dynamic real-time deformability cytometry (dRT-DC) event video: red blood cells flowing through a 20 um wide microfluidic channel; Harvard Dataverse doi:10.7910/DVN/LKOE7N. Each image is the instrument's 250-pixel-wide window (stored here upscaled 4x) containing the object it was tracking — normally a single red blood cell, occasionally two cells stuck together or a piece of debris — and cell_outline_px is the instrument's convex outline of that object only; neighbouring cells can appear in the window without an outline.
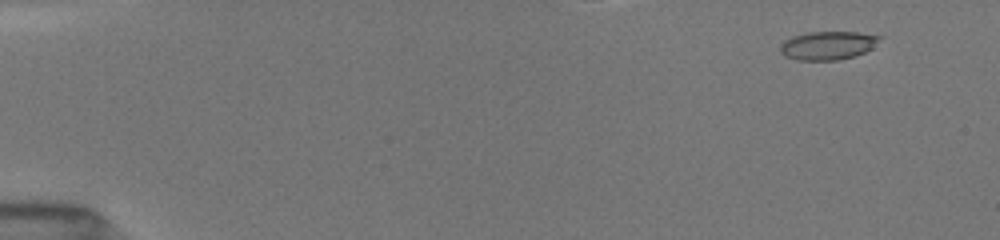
{"species": "common noctule bat (a hibernating species)", "species_latin": "Nyctalus noctula", "temperature_condition": "room temperature", "stored_images_in_passage": 12, "camera_frame_rate_fps": 3000, "um_per_image_px": 0.085, "animal": {"sex": "female", "body_mass_g": 19.5, "forearm_length_mm": 54.1}, "frame": {"image": 1, "passage_image": 2, "time_ms": 0.667, "image_size_px": [1000, 240], "cell_outline_px": [[884, 36], [872, 48], [856, 56], [836, 60], [796, 60], [784, 56], [780, 52], [780, 44], [784, 40], [792, 36], [808, 32], [856, 32]], "centroid_in_image_um": [70.35, 3.86], "position_along_channel_um": 14.6, "area_um2": 16.65}}
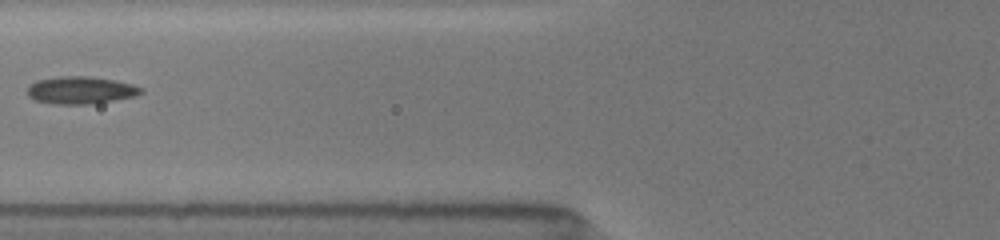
{"frame": {"image": 2, "passage_image": 9, "time_ms": 6.667, "image_size_px": [1000, 240], "cell_outline_px": [[144, 92], [136, 96], [88, 104], [52, 104], [36, 100], [28, 96], [28, 88], [36, 80], [60, 76], [88, 76], [116, 80], [132, 84], [144, 88]], "centroid_in_image_um": [6.89, 7.66], "position_along_channel_um": 118.9, "area_um2": 18.15}}
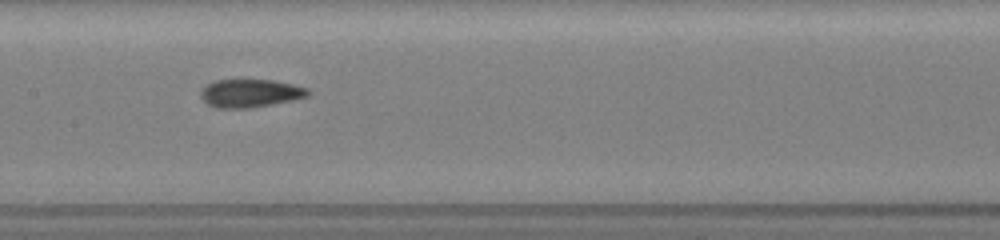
{"frame": {"image": 3, "passage_image": 11, "time_ms": 8.333, "image_size_px": [1000, 240], "cell_outline_px": [[312, 92], [308, 96], [292, 100], [272, 104], [248, 108], [216, 108], [208, 104], [200, 96], [200, 92], [208, 84], [216, 80], [272, 80], [292, 84], [308, 88]], "centroid_in_image_um": [21.29, 7.93], "position_along_channel_um": 186.1, "area_um2": 17.46}}